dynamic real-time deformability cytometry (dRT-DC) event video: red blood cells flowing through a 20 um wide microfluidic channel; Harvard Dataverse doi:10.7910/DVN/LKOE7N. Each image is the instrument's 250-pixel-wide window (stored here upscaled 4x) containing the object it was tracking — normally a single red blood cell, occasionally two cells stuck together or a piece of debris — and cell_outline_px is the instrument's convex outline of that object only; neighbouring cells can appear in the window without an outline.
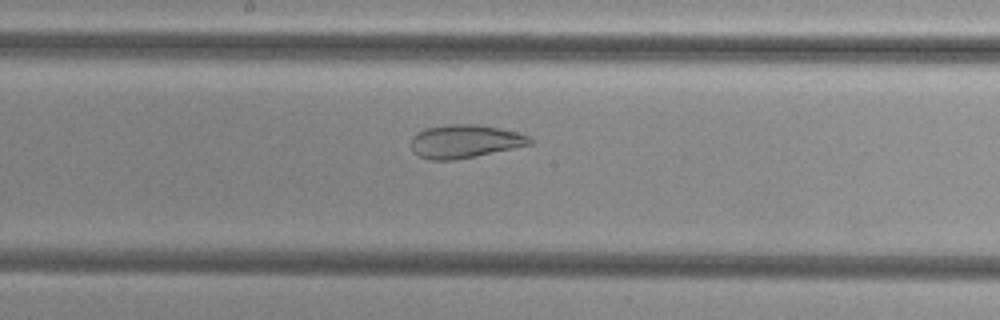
{"species": "common noctule bat (a hibernating species)", "species_latin": "Nyctalus noctula", "temperature_condition": "cold", "stored_images_in_passage": 52, "camera_frame_rate_fps": 3000, "um_per_image_px": 0.085, "animal": {"sex": "female", "body_mass_g": 29.2, "forearm_length_mm": 56.3}, "frame": {"image": 1, "passage_image": 30, "time_ms": 9.667, "image_size_px": [1000, 320], "cell_outline_px": [[532, 144], [452, 160], [428, 160], [412, 152], [412, 136], [416, 132], [424, 128], [444, 124], [476, 124], [500, 128], [532, 136]], "centroid_in_image_um": [39.47, 11.99], "position_along_channel_um": 208.7, "area_um2": 23.0}}
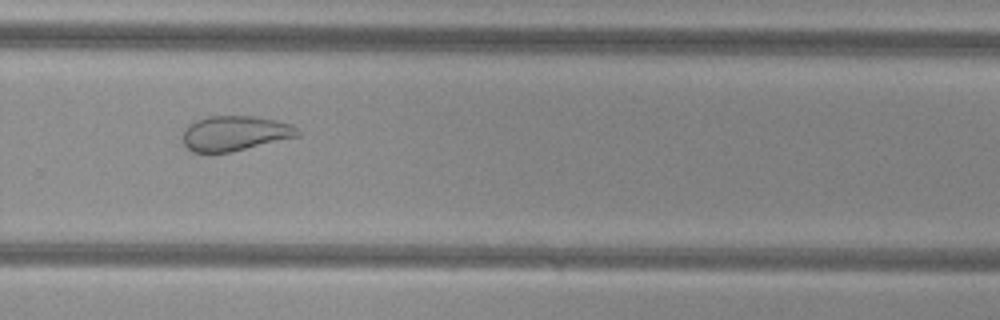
{"frame": {"image": 2, "passage_image": 38, "time_ms": 12.333, "image_size_px": [1000, 320], "cell_outline_px": [[300, 136], [232, 152], [192, 152], [184, 144], [184, 128], [188, 124], [196, 120], [208, 116], [252, 116], [276, 120], [292, 124], [300, 132]], "centroid_in_image_um": [19.98, 11.33], "position_along_channel_um": 309.8, "area_um2": 23.47}}
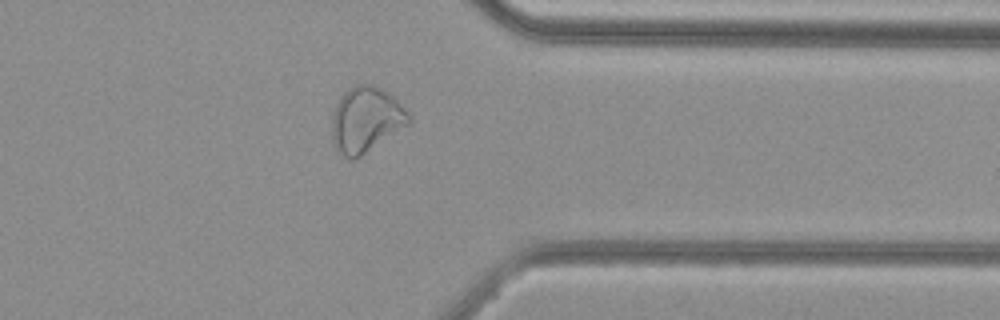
{"frame": {"image": 3, "passage_image": 44, "time_ms": 14.333, "image_size_px": [1000, 320], "cell_outline_px": [[412, 120], [408, 124], [360, 156], [352, 160], [344, 156], [332, 144], [332, 120], [336, 104], [340, 96], [348, 88], [356, 84], [372, 84], [388, 92], [412, 116]], "centroid_in_image_um": [31.09, 10.15], "position_along_channel_um": 380.3, "area_um2": 29.02}}